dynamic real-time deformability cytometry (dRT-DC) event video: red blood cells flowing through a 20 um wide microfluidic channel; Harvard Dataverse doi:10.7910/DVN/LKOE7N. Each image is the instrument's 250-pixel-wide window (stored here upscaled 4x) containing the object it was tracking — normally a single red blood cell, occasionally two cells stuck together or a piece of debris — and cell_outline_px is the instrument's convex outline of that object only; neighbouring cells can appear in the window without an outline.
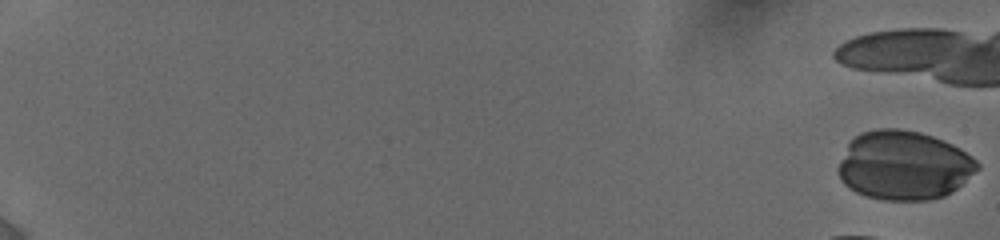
{"species": "human", "species_latin": "Homo sapiens", "temperature_condition": "cold", "stored_images_in_passage": 11, "camera_frame_rate_fps": 3000, "um_per_image_px": 0.085, "donor": {"sex": "female"}, "frame": {"image": 1, "passage_image": 1, "time_ms": 0.0, "image_size_px": [1000, 240], "cell_outline_px": [[980, 168], [952, 192], [944, 196], [928, 200], [884, 200], [868, 196], [856, 192], [844, 184], [836, 168], [848, 144], [860, 132], [876, 128], [900, 128], [920, 132], [944, 140], [960, 148], [972, 156], [980, 164]], "centroid_in_image_um": [76.84, 14.04], "position_along_channel_um": 8.2, "area_um2": 56.12}}